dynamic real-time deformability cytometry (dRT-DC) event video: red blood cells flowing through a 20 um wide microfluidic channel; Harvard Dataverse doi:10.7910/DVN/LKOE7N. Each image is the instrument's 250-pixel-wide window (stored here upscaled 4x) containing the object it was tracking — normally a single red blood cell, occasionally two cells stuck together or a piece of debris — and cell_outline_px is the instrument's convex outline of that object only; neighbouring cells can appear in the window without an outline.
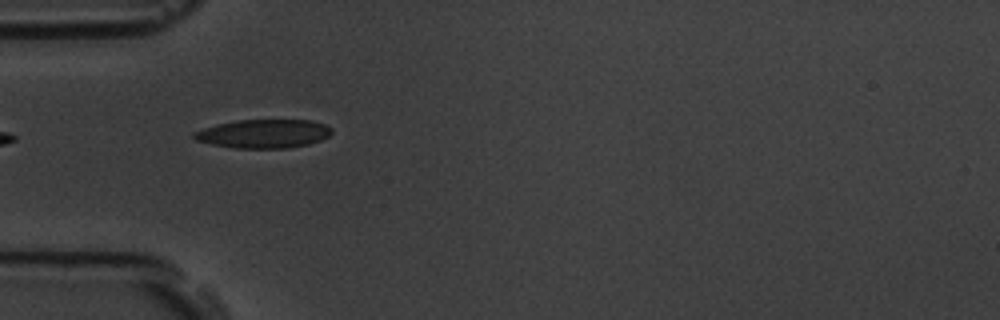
{"species": "common noctule bat (a hibernating species)", "species_latin": "Nyctalus noctula", "temperature_condition": "room temperature", "stored_images_in_passage": 10, "camera_frame_rate_fps": 3000, "um_per_image_px": 0.085, "animal": {"sex": "male", "body_mass_g": 19.5, "forearm_length_mm": 54.6}, "frame": {"image": 1, "passage_image": 5, "time_ms": 5.333, "image_size_px": [1000, 320], "cell_outline_px": [[332, 132], [328, 136], [320, 140], [308, 144], [288, 148], [236, 148], [212, 144], [196, 140], [192, 136], [192, 132], [216, 124], [236, 120], [312, 120], [324, 124], [332, 128]], "centroid_in_image_um": [22.4, 11.36], "position_along_channel_um": 62.6, "area_um2": 23.0}}
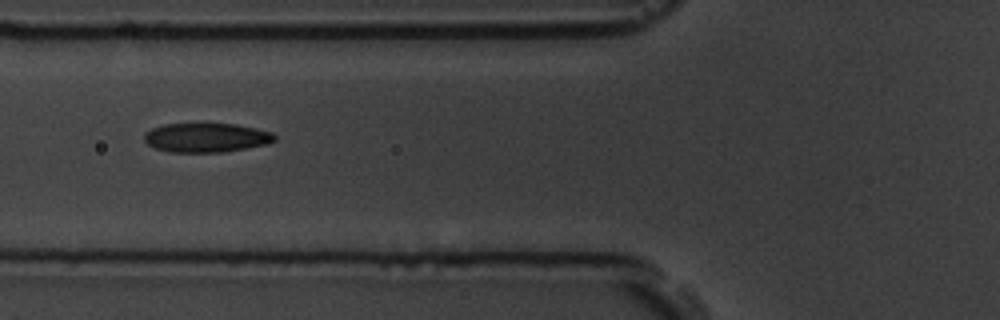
{"frame": {"image": 2, "passage_image": 6, "time_ms": 6.667, "image_size_px": [1000, 320], "cell_outline_px": [[276, 140], [268, 144], [224, 152], [168, 152], [156, 148], [148, 144], [144, 140], [144, 132], [152, 128], [164, 124], [236, 124], [256, 128], [272, 132], [276, 136]], "centroid_in_image_um": [17.54, 11.7], "position_along_channel_um": 108.3, "area_um2": 22.25}}
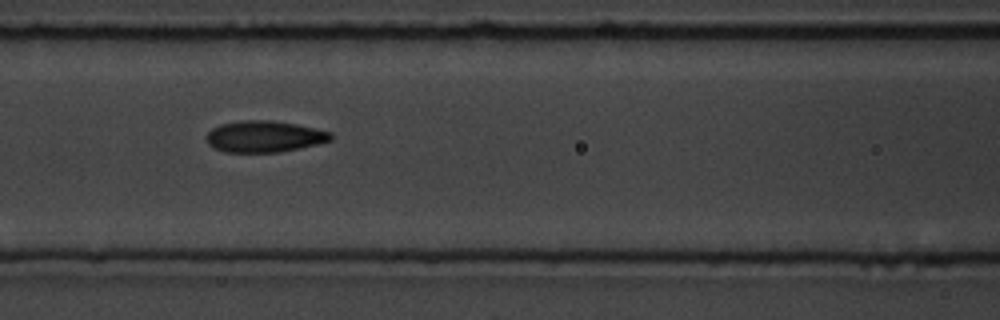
{"frame": {"image": 3, "passage_image": 7, "time_ms": 7.667, "image_size_px": [1000, 320], "cell_outline_px": [[332, 140], [300, 148], [280, 152], [224, 152], [208, 144], [208, 132], [212, 128], [220, 124], [244, 120], [272, 120], [296, 124], [332, 132]], "centroid_in_image_um": [22.49, 11.6], "position_along_channel_um": 144.1, "area_um2": 22.66}}